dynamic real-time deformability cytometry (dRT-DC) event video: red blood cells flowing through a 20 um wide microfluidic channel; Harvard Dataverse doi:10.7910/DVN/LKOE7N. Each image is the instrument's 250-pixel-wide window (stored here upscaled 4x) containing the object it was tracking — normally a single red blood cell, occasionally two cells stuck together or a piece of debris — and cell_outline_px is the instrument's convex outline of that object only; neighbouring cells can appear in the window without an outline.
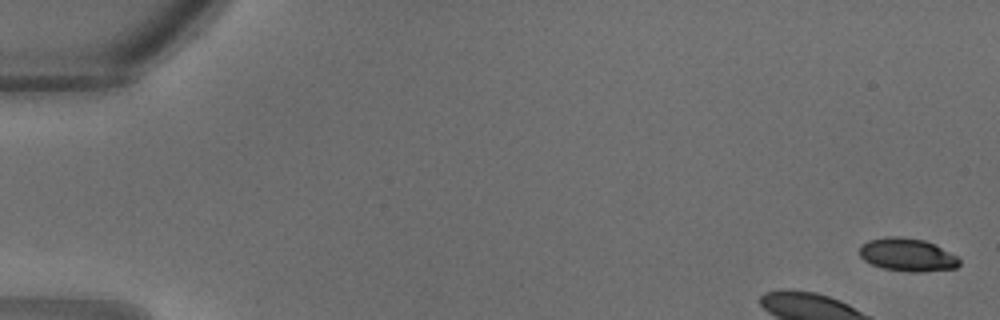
{"species": "common noctule bat (a hibernating species)", "species_latin": "Nyctalus noctula", "temperature_condition": "warm", "stored_images_in_passage": 9, "camera_frame_rate_fps": 3000, "um_per_image_px": 0.085, "animal": {"sex": "male", "body_mass_g": 18.8}, "frame": {"image": 1, "passage_image": 1, "time_ms": 0.0, "image_size_px": [1000, 320], "cell_outline_px": [[960, 264], [956, 268], [920, 272], [908, 272], [884, 268], [872, 264], [864, 260], [860, 256], [860, 244], [868, 240], [884, 236], [900, 236], [924, 240], [936, 244], [956, 256], [960, 260]], "centroid_in_image_um": [77.12, 21.64], "position_along_channel_um": 7.9, "area_um2": 19.36}}